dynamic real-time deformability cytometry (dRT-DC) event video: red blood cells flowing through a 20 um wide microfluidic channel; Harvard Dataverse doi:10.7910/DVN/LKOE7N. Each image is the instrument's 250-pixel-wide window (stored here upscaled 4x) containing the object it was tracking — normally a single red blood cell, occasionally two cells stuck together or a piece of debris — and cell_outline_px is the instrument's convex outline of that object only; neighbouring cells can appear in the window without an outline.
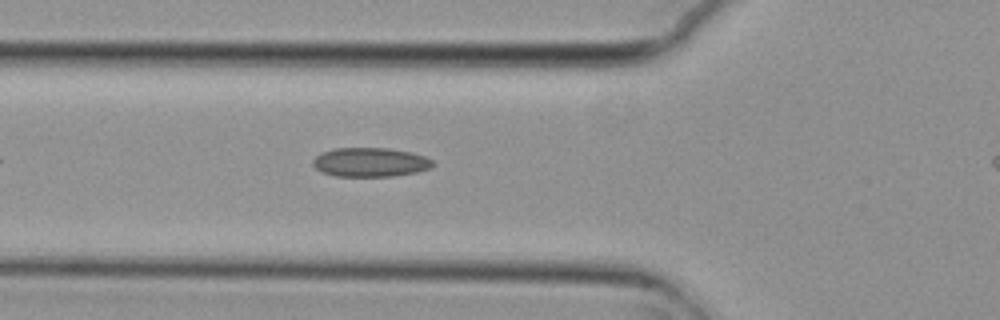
{"species": "common noctule bat (a hibernating species)", "species_latin": "Nyctalus noctula", "temperature_condition": "cold", "stored_images_in_passage": 5, "segment_of_instrument_passage": [1, 2], "camera_frame_rate_fps": 3000, "um_per_image_px": 0.085, "animal": {"sex": "female", "body_mass_g": 29.2, "forearm_length_mm": 56.3}, "frame": {"image": 1, "passage_image": 4, "time_ms": 1.0, "image_size_px": [1000, 320], "cell_outline_px": [[436, 164], [428, 168], [416, 172], [392, 176], [336, 176], [320, 172], [312, 164], [312, 160], [316, 156], [324, 152], [336, 148], [388, 148], [412, 152], [424, 156], [432, 160]], "centroid_in_image_um": [31.47, 13.79], "position_along_channel_um": 94.3, "area_um2": 20.29}}